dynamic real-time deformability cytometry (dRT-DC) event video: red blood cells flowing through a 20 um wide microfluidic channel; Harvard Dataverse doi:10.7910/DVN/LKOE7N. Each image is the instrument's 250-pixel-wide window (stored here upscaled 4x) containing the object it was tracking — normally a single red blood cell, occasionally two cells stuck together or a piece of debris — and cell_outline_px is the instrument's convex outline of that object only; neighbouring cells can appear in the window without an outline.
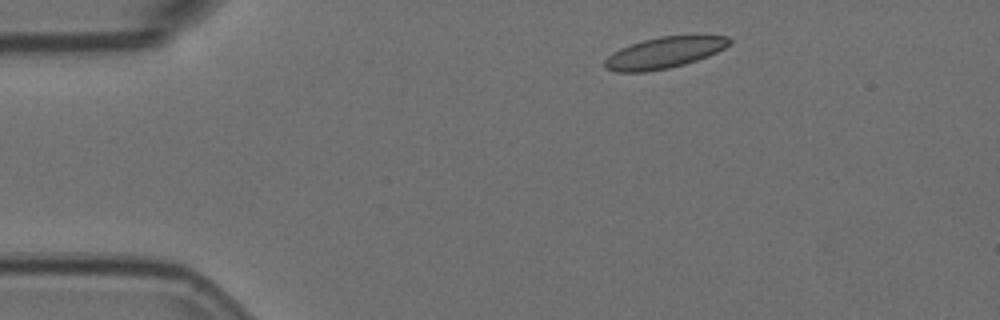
{"species": "Egyptian fruit bat (a non-hibernating species)", "species_latin": "Rousettus aegyptiacus", "temperature_condition": "room temperature", "stored_images_in_passage": 3, "camera_frame_rate_fps": 3000, "um_per_image_px": 0.085, "animal": {"sex": "female"}, "frame": {"image": 1, "passage_image": 1, "time_ms": 0.0, "image_size_px": [1000, 320], "cell_outline_px": [[732, 44], [708, 56], [684, 64], [668, 68], [644, 72], [616, 72], [608, 68], [604, 64], [604, 60], [612, 52], [620, 48], [644, 40], [660, 36], [728, 36], [732, 40]], "centroid_in_image_um": [56.46, 4.48], "position_along_channel_um": 28.5, "area_um2": 22.43}}